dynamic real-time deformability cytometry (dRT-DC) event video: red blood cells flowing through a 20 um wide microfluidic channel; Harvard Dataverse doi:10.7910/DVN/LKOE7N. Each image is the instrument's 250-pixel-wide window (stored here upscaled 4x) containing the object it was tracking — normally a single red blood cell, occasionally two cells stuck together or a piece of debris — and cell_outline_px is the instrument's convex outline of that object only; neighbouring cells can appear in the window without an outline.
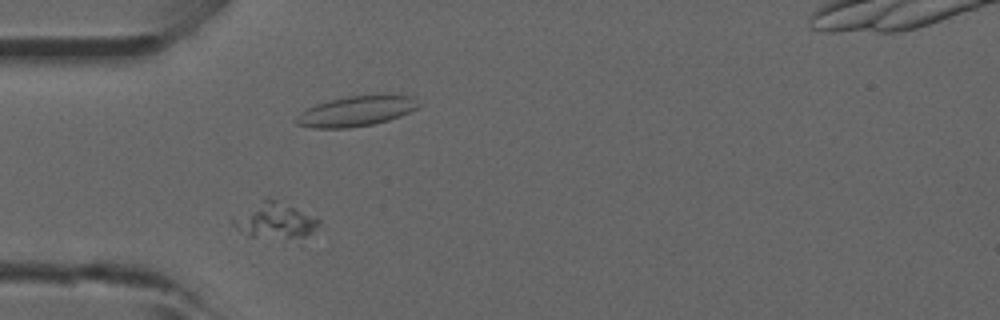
{"species": "common noctule bat (a hibernating species)", "species_latin": "Nyctalus noctula", "temperature_condition": "room temperature", "stored_images_in_passage": 28, "camera_frame_rate_fps": 3000, "um_per_image_px": 0.085, "animal": {"sex": "male", "forearm_length_mm": 52.5}, "frame": {"image": 1, "passage_image": 9, "time_ms": 2.667, "image_size_px": [1000, 320], "cell_outline_px": [[320, 224], [312, 232], [304, 236], [248, 236], [236, 228], [232, 224], [232, 220], [264, 196], [268, 196], [316, 216], [320, 220]], "centroid_in_image_um": [23.38, 18.68], "position_along_channel_um": 61.6, "area_um2": 17.34}}
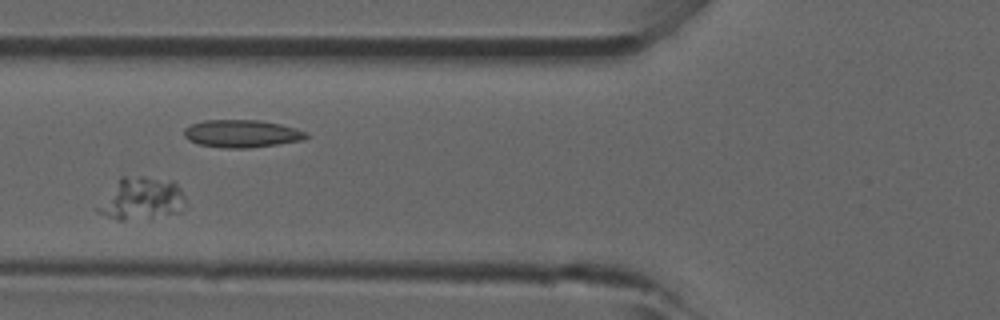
{"frame": {"image": 2, "passage_image": 13, "time_ms": 4.0, "image_size_px": [1000, 320], "cell_outline_px": [[184, 200], [180, 212], [124, 220], [116, 220], [96, 212], [92, 208], [120, 176], [144, 176], [172, 180], [180, 188], [184, 196]], "centroid_in_image_um": [11.92, 16.85], "position_along_channel_um": 113.9, "area_um2": 21.79}}